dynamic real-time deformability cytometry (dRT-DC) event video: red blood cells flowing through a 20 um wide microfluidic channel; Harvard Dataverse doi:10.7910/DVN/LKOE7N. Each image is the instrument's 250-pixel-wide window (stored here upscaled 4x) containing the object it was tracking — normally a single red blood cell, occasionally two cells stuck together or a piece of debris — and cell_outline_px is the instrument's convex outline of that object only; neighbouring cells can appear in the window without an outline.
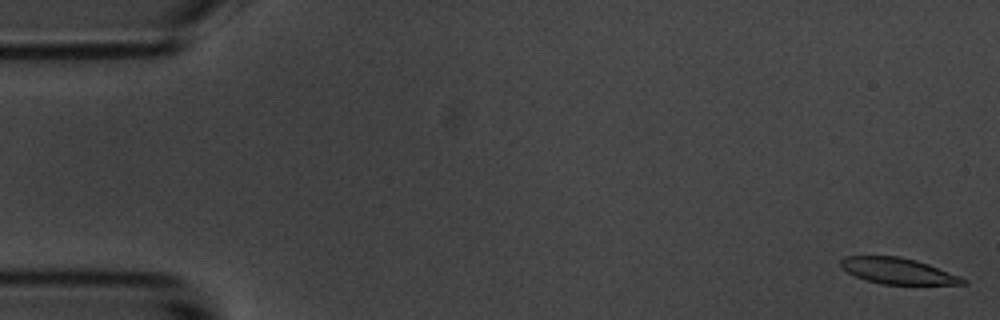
{"species": "common noctule bat (a hibernating species)", "species_latin": "Nyctalus noctula", "temperature_condition": "room temperature", "stored_images_in_passage": 56, "camera_frame_rate_fps": 3000, "um_per_image_px": 0.085, "animal": {"sex": "male", "body_mass_g": 20.1, "forearm_length_mm": 53.5}, "frame": {"image": 1, "passage_image": 1, "time_ms": 0.0, "image_size_px": [1000, 320], "cell_outline_px": [[968, 284], [880, 284], [856, 276], [848, 272], [840, 264], [840, 260], [844, 256], [900, 256], [916, 260], [928, 264], [960, 276], [968, 280]], "centroid_in_image_um": [76.34, 23.02], "position_along_channel_um": 8.7, "area_um2": 18.38}}
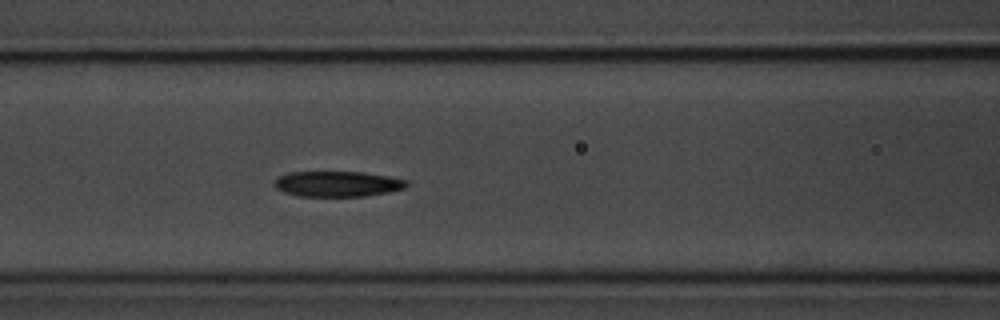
{"frame": {"image": 2, "passage_image": 23, "time_ms": 7.333, "image_size_px": [1000, 320], "cell_outline_px": [[408, 184], [404, 188], [388, 192], [364, 196], [300, 196], [284, 192], [276, 188], [272, 184], [276, 176], [288, 172], [364, 172], [388, 176], [408, 180]], "centroid_in_image_um": [28.64, 15.62], "position_along_channel_um": 138.0, "area_um2": 19.77}}
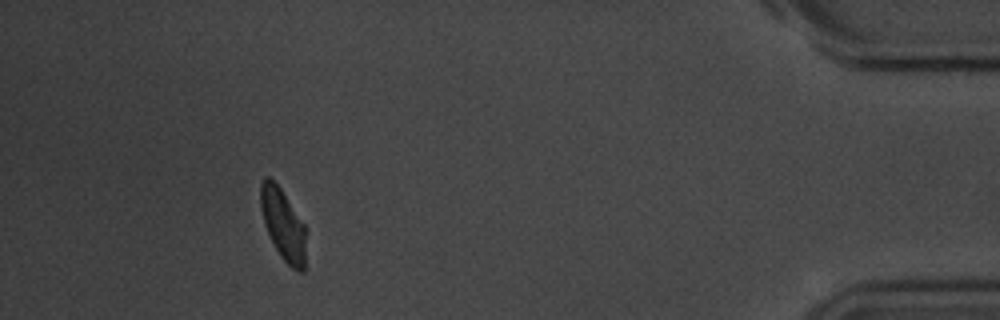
{"frame": {"image": 3, "passage_image": 51, "time_ms": 16.667, "image_size_px": [1000, 320], "cell_outline_px": [[304, 272], [300, 272], [292, 268], [280, 256], [264, 224], [260, 204], [260, 184], [264, 176], [268, 176], [280, 188], [304, 224]], "centroid_in_image_um": [24.03, 19.06], "position_along_channel_um": 411.2, "area_um2": 18.32}, "authors_computed_cell_mechanics": {"area_um2": 20.0277, "velocity_mm_per_s": 3.5723, "shape_relaxation_time_tau1_ms": 7.4929, "shape_relaxation_time_tau2_ms": 10.3859, "deformation_change_tau1": 0.1773, "deformation_change_tau2": 0.206}}